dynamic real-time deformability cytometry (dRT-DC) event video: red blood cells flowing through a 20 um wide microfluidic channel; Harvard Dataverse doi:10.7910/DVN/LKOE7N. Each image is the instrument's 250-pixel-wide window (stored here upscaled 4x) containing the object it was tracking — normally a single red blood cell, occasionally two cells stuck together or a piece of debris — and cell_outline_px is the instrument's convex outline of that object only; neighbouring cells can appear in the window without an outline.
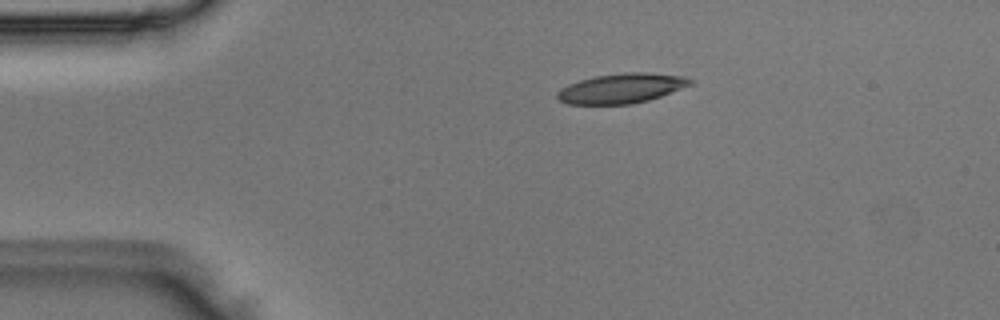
{"species": "Egyptian fruit bat (a non-hibernating species)", "species_latin": "Rousettus aegyptiacus", "temperature_condition": "room temperature", "stored_images_in_passage": 3, "camera_frame_rate_fps": 3000, "um_per_image_px": 0.085, "animal": {"sex": "male"}, "frame": {"image": 1, "passage_image": 2, "time_ms": 0.333, "image_size_px": [1000, 320], "cell_outline_px": [[696, 80], [692, 84], [660, 96], [648, 100], [632, 104], [568, 104], [560, 100], [556, 96], [556, 92], [560, 88], [568, 84], [580, 80], [596, 76], [624, 72], [648, 72], [688, 76]], "centroid_in_image_um": [52.86, 7.49], "position_along_channel_um": 32.1, "area_um2": 23.24}}